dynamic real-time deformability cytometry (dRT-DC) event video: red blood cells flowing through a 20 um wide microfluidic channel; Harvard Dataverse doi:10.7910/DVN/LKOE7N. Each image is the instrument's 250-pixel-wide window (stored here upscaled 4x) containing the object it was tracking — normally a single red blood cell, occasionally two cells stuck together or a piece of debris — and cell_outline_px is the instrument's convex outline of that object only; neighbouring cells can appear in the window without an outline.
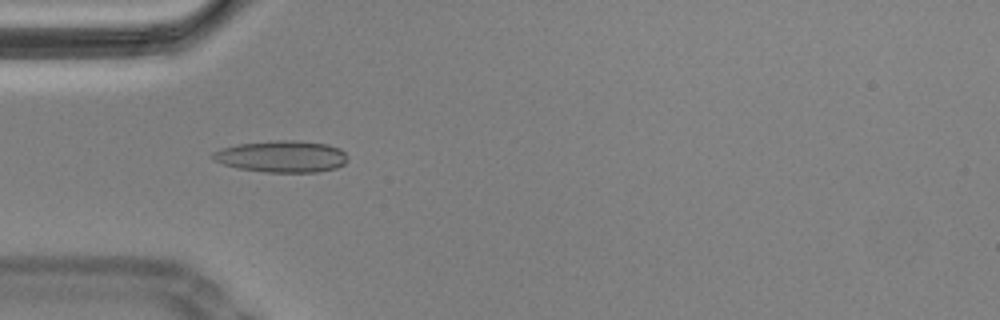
{"species": "Egyptian fruit bat (a non-hibernating species)", "species_latin": "Rousettus aegyptiacus", "temperature_condition": "cold", "stored_images_in_passage": 57, "camera_frame_rate_fps": 3000, "um_per_image_px": 0.085, "animal": {"sex": "male"}, "frame": {"image": 1, "passage_image": 17, "time_ms": 5.333, "image_size_px": [1000, 320], "cell_outline_px": [[348, 160], [344, 164], [336, 168], [316, 172], [264, 172], [236, 168], [212, 160], [212, 152], [220, 148], [236, 144], [276, 140], [296, 140], [328, 144], [340, 148], [344, 152]], "centroid_in_image_um": [23.93, 13.29], "position_along_channel_um": 61.1, "area_um2": 25.14}, "authors_computed_cell_mechanics": {"area_um2": 22.7154, "velocity_mm_per_s": 3.4977, "shape_relaxation_time_tau1_ms": null, "shape_relaxation_time_tau2_ms": 2.907, "deformation_change_tau1": null, "deformation_change_tau2": 0.096}}